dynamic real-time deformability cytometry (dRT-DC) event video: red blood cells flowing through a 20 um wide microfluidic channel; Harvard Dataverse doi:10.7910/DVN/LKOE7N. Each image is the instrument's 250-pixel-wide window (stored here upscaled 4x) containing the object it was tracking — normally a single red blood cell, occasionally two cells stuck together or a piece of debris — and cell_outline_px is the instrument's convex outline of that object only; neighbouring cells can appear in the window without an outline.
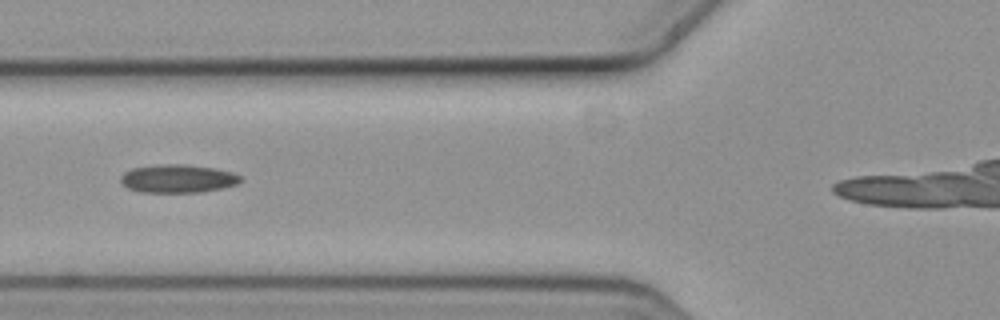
{"species": "common noctule bat (a hibernating species)", "species_latin": "Nyctalus noctula", "temperature_condition": "cold", "stored_images_in_passage": 7, "camera_frame_rate_fps": 3000, "um_per_image_px": 0.085, "animal": {"sex": "female", "body_mass_g": 19.3, "forearm_length_mm": 54.1}, "frame": {"image": 1, "passage_image": 5, "time_ms": 1.333, "image_size_px": [1000, 320], "cell_outline_px": [[244, 180], [236, 184], [220, 188], [200, 192], [140, 192], [128, 188], [120, 180], [120, 176], [124, 172], [132, 168], [160, 164], [184, 164], [216, 168], [232, 172], [240, 176]], "centroid_in_image_um": [15.11, 15.17], "position_along_channel_um": 110.7, "area_um2": 19.71}}
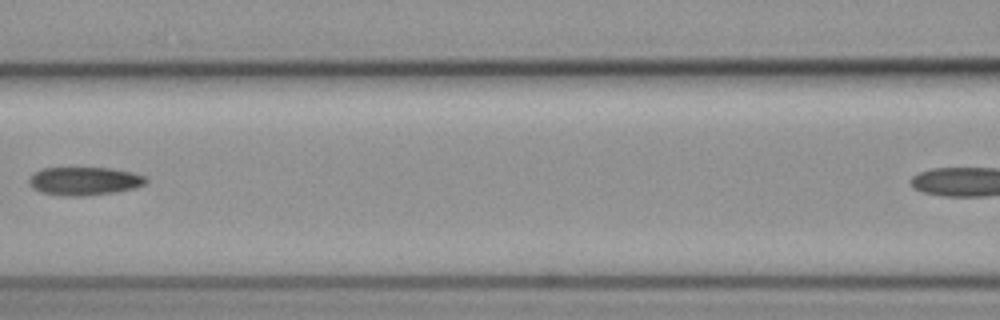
{"frame": {"image": 2, "passage_image": 6, "time_ms": 1.667, "image_size_px": [1000, 320], "cell_outline_px": [[148, 180], [144, 184], [136, 188], [116, 192], [88, 196], [60, 196], [40, 192], [32, 188], [28, 184], [28, 180], [40, 168], [112, 168], [132, 172], [144, 176]], "centroid_in_image_um": [7.16, 15.4], "position_along_channel_um": 159.4, "area_um2": 19.48}}
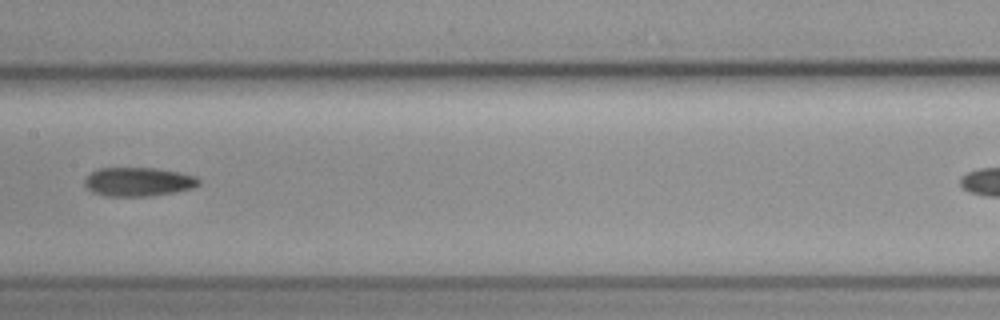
{"frame": {"image": 3, "passage_image": 7, "time_ms": 2.0, "image_size_px": [1000, 320], "cell_outline_px": [[200, 184], [192, 188], [176, 192], [152, 196], [104, 196], [92, 192], [84, 184], [84, 180], [92, 172], [100, 168], [156, 168], [180, 172], [196, 176], [200, 180]], "centroid_in_image_um": [11.78, 15.46], "position_along_channel_um": 195.6, "area_um2": 19.31}}